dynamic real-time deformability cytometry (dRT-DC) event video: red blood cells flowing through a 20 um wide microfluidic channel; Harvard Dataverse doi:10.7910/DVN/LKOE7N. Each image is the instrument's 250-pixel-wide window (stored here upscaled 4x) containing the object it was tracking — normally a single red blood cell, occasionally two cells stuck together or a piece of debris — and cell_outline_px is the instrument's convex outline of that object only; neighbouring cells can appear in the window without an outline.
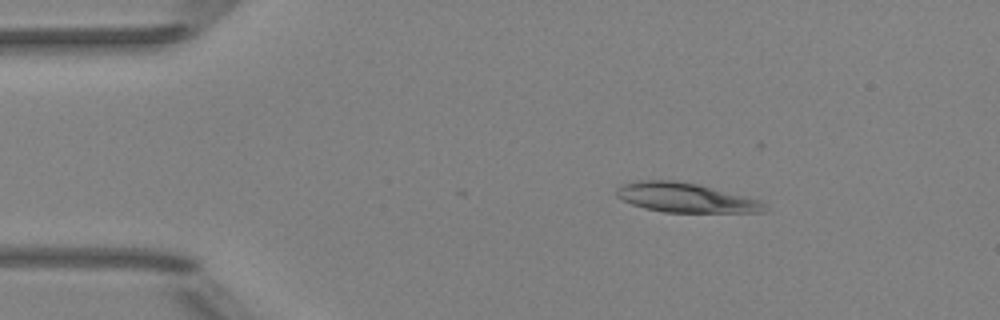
{"species": "Egyptian fruit bat (a non-hibernating species)", "species_latin": "Rousettus aegyptiacus", "temperature_condition": "room temperature", "stored_images_in_passage": 3, "camera_frame_rate_fps": 3000, "um_per_image_px": 0.085, "animal": {"sex": "female"}, "frame": {"image": 1, "passage_image": 1, "time_ms": 0.0, "image_size_px": [1000, 320], "cell_outline_px": [[768, 208], [764, 212], [664, 212], [644, 208], [632, 204], [616, 196], [616, 188], [624, 184], [640, 180], [672, 180], [696, 184], [760, 200]], "centroid_in_image_um": [58.25, 16.81], "position_along_channel_um": 26.7, "area_um2": 25.03}}